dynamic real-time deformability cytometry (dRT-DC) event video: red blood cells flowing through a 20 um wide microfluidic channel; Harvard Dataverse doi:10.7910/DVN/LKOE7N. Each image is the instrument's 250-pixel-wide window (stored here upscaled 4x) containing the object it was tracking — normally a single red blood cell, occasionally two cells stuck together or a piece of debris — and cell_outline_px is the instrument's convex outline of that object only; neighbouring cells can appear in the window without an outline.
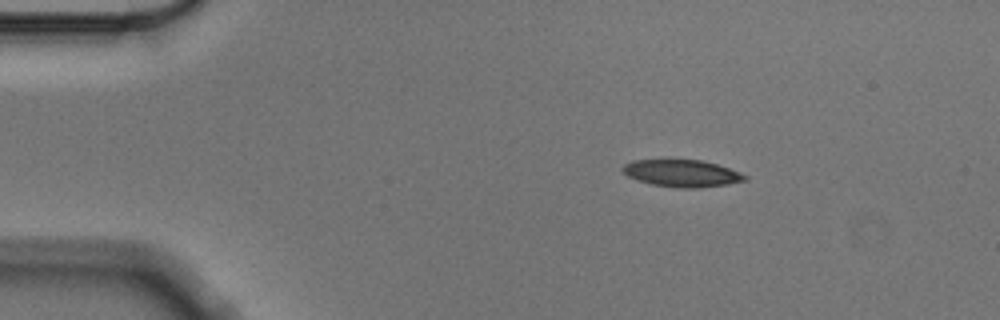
{"species": "Egyptian fruit bat (a non-hibernating species)", "species_latin": "Rousettus aegyptiacus", "temperature_condition": "cold", "stored_images_in_passage": 48, "camera_frame_rate_fps": 3000, "um_per_image_px": 0.085, "animal": {"sex": "male"}, "frame": {"image": 1, "passage_image": 1, "time_ms": 0.0, "image_size_px": [1000, 320], "cell_outline_px": [[748, 180], [728, 184], [700, 188], [676, 188], [652, 184], [636, 180], [628, 176], [620, 168], [624, 164], [632, 160], [704, 160], [740, 172], [748, 176]], "centroid_in_image_um": [57.97, 14.74], "position_along_channel_um": 27.0, "area_um2": 19.42}}
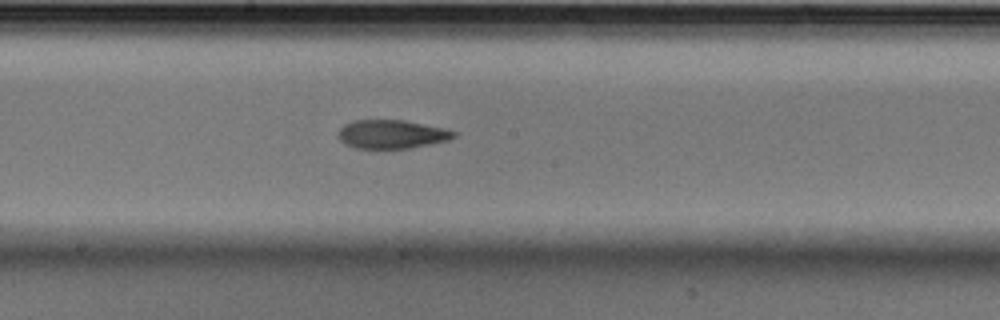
{"frame": {"image": 2, "passage_image": 22, "time_ms": 7.0, "image_size_px": [1000, 320], "cell_outline_px": [[456, 136], [448, 140], [412, 148], [356, 148], [340, 140], [340, 128], [344, 124], [352, 120], [404, 120], [444, 128], [456, 132]], "centroid_in_image_um": [33.32, 11.4], "position_along_channel_um": 214.9, "area_um2": 19.07}}
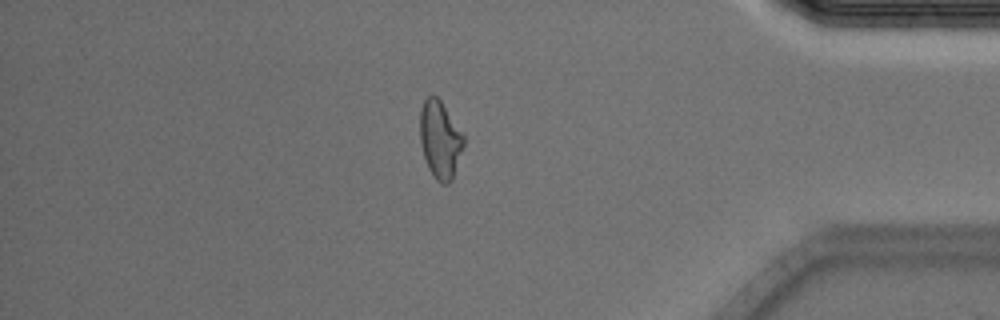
{"frame": {"image": 3, "passage_image": 40, "time_ms": 13.0, "image_size_px": [1000, 320], "cell_outline_px": [[464, 144], [452, 180], [448, 184], [440, 184], [432, 176], [428, 168], [420, 144], [420, 108], [424, 100], [432, 92], [440, 100], [464, 136]], "centroid_in_image_um": [37.38, 11.88], "position_along_channel_um": 397.8, "area_um2": 19.77}, "authors_computed_cell_mechanics": {"area_um2": 19.941, "velocity_mm_per_s": 3.5676, "shape_relaxation_time_tau1_ms": 7.3052, "shape_relaxation_time_tau2_ms": 2.9502, "deformation_change_tau1": 0.198, "deformation_change_tau2": 0.1044}}